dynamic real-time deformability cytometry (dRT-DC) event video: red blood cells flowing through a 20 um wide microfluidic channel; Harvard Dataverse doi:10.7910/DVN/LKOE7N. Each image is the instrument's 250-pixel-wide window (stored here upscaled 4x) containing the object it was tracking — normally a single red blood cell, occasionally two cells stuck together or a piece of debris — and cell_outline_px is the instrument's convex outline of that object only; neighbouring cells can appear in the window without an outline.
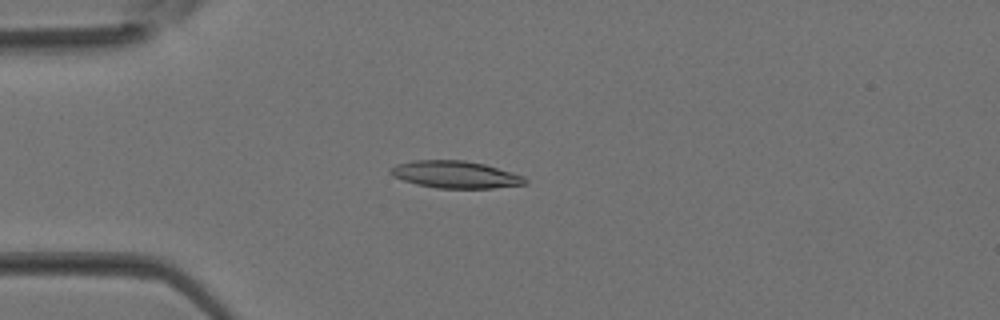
{"species": "Egyptian fruit bat (a non-hibernating species)", "species_latin": "Rousettus aegyptiacus", "temperature_condition": "room temperature", "stored_images_in_passage": 29, "camera_frame_rate_fps": 3000, "um_per_image_px": 0.085, "animal": {"sex": "female"}, "frame": {"image": 1, "passage_image": 1, "time_ms": 0.0, "image_size_px": [1000, 320], "cell_outline_px": [[528, 184], [492, 188], [436, 188], [416, 184], [392, 176], [388, 172], [388, 168], [396, 164], [412, 160], [464, 160], [484, 164], [524, 176], [528, 180]], "centroid_in_image_um": [38.68, 14.83], "position_along_channel_um": 46.3, "area_um2": 21.44}}
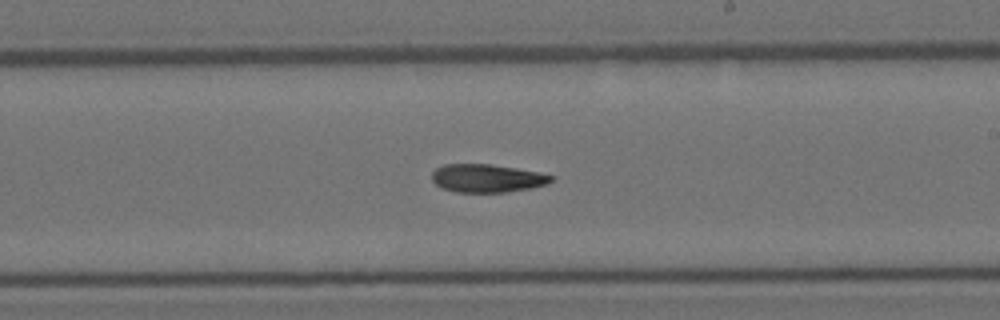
{"frame": {"image": 2, "passage_image": 13, "time_ms": 4.0, "image_size_px": [1000, 320], "cell_outline_px": [[552, 180], [548, 184], [532, 188], [504, 192], [456, 192], [444, 188], [436, 184], [432, 180], [432, 172], [436, 168], [444, 164], [488, 164], [516, 168], [540, 172], [552, 176]], "centroid_in_image_um": [41.4, 15.15], "position_along_channel_um": 247.6, "area_um2": 19.48}}
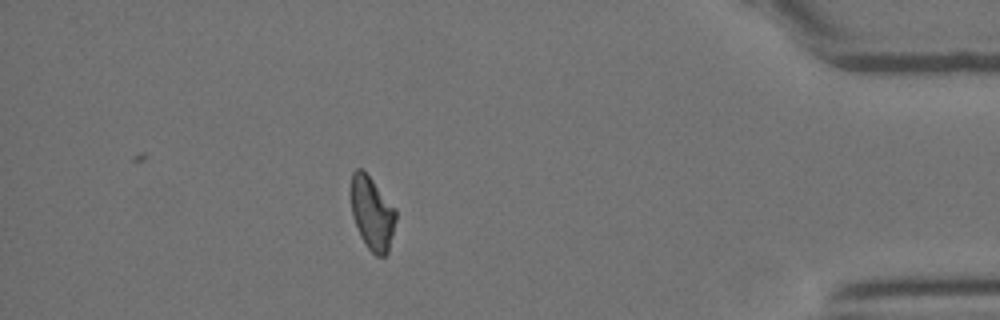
{"frame": {"image": 3, "passage_image": 24, "time_ms": 7.667, "image_size_px": [1000, 320], "cell_outline_px": [[396, 220], [388, 252], [384, 256], [376, 256], [368, 248], [360, 236], [352, 216], [352, 172], [356, 168], [360, 168], [372, 180], [396, 208]], "centroid_in_image_um": [31.65, 18.15], "position_along_channel_um": 403.6, "area_um2": 18.9}}